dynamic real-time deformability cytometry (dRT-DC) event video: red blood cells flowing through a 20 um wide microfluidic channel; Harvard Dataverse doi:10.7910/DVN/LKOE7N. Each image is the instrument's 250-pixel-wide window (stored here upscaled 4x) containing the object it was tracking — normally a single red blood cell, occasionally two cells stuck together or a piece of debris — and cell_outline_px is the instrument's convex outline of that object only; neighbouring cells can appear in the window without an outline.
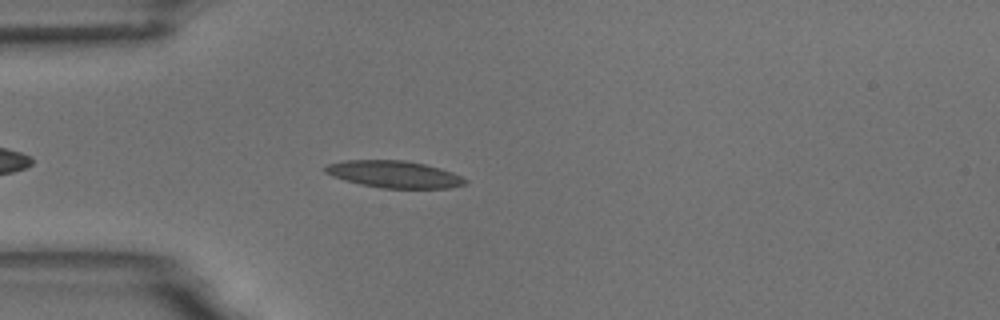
{"species": "common noctule bat (a hibernating species)", "species_latin": "Nyctalus noctula", "temperature_condition": "room temperature", "stored_images_in_passage": 3, "camera_frame_rate_fps": 3000, "um_per_image_px": 0.085, "animal": {"sex": "male", "body_mass_g": 18.8}, "frame": {"image": 1, "passage_image": 3, "time_ms": 3.333, "image_size_px": [1000, 320], "cell_outline_px": [[468, 184], [448, 188], [380, 188], [360, 184], [344, 180], [332, 176], [324, 172], [324, 168], [328, 164], [344, 160], [404, 160], [424, 164], [440, 168], [452, 172], [468, 180]], "centroid_in_image_um": [33.5, 14.81], "position_along_channel_um": 51.5, "area_um2": 22.08}}